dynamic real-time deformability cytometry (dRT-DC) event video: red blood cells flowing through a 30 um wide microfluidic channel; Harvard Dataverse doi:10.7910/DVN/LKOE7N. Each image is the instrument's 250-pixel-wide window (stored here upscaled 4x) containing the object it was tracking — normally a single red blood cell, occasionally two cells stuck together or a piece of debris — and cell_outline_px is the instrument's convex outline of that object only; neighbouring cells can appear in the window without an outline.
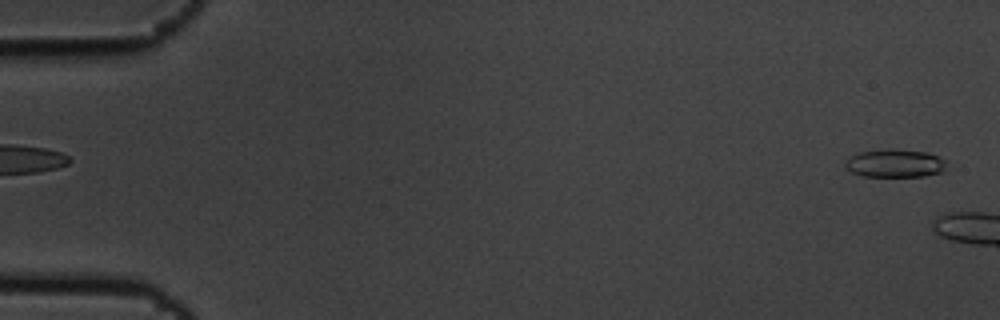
{"species": "common noctule bat (a hibernating species)", "species_latin": "Nyctalus noctula", "temperature_condition": "cold", "stored_images_in_passage": 6, "segment_of_instrument_passage": [2, 2], "camera_frame_rate_fps": 3000, "um_per_image_px": 0.085, "animal": {"sex": "male", "body_mass_g": 19.5, "forearm_length_mm": 54.6}, "frame": {"image": 1, "passage_image": 6, "time_ms": 1.667, "image_size_px": [1000, 320], "cell_outline_px": [[948, 160], [944, 172], [924, 176], [864, 176], [852, 172], [844, 164], [844, 160], [860, 152], [888, 148], [928, 152], [940, 156]], "centroid_in_image_um": [76.14, 13.87], "position_along_channel_um": 8.9, "area_um2": 16.82}}